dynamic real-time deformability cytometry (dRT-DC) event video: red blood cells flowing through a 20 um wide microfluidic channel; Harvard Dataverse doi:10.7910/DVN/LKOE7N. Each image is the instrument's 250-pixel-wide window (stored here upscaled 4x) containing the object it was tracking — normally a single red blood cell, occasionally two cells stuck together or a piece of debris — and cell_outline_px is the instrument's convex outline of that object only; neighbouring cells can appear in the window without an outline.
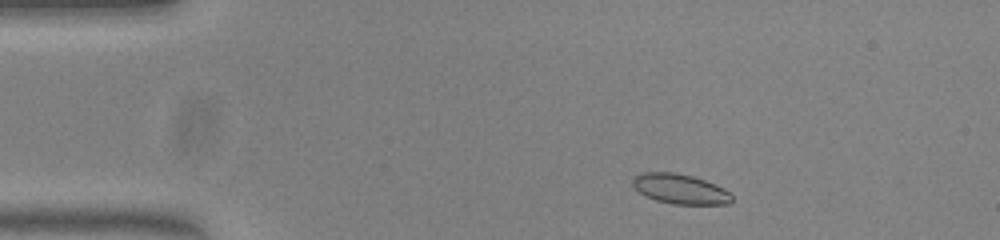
{"species": "common noctule bat (a hibernating species)", "species_latin": "Nyctalus noctula", "temperature_condition": "warm", "stored_images_in_passage": 46, "camera_frame_rate_fps": 3000, "um_per_image_px": 0.085, "animal": {"sex": "female", "body_mass_g": 23.0, "forearm_length_mm": 53.4}, "frame": {"image": 1, "passage_image": 3, "time_ms": 0.667, "image_size_px": [1000, 240], "cell_outline_px": [[732, 200], [728, 204], [672, 204], [656, 200], [640, 192], [632, 184], [632, 176], [644, 172], [676, 172], [692, 176], [704, 180], [724, 188], [732, 196]], "centroid_in_image_um": [57.8, 16.05], "position_along_channel_um": 27.2, "area_um2": 17.17}}
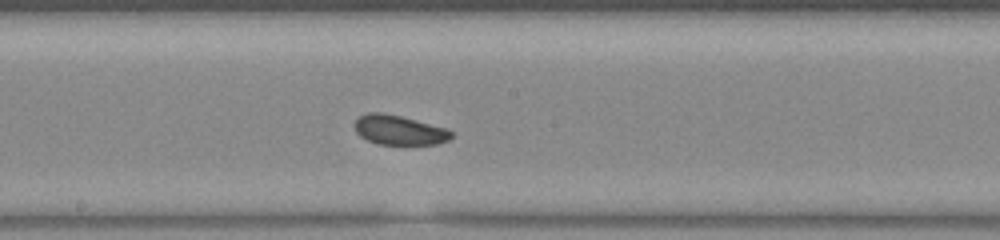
{"frame": {"image": 2, "passage_image": 22, "time_ms": 7.0, "image_size_px": [1000, 240], "cell_outline_px": [[452, 136], [448, 140], [436, 144], [380, 144], [368, 140], [360, 136], [356, 132], [356, 120], [360, 116], [368, 112], [380, 112], [400, 116], [448, 128], [452, 132]], "centroid_in_image_um": [33.95, 11.05], "position_along_channel_um": 214.3, "area_um2": 16.47}}
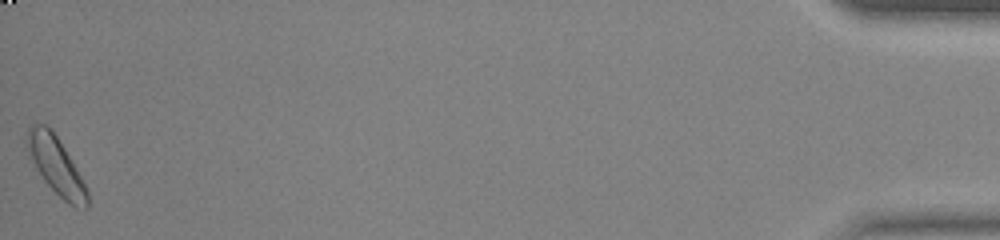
{"frame": {"image": 3, "passage_image": 46, "time_ms": 15.0, "image_size_px": [1000, 240], "cell_outline_px": [[88, 208], [76, 208], [68, 204], [44, 180], [32, 160], [24, 144], [28, 128], [32, 124], [44, 124], [56, 136], [64, 148], [76, 168], [88, 192]], "centroid_in_image_um": [4.75, 14.08], "position_along_channel_um": 430.5, "area_um2": 19.65}}